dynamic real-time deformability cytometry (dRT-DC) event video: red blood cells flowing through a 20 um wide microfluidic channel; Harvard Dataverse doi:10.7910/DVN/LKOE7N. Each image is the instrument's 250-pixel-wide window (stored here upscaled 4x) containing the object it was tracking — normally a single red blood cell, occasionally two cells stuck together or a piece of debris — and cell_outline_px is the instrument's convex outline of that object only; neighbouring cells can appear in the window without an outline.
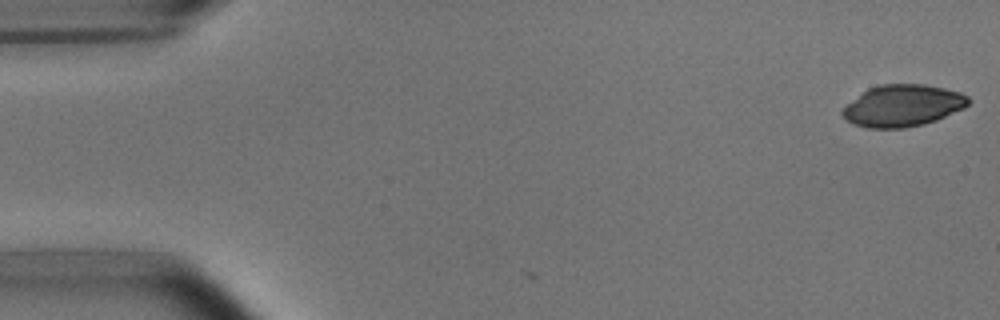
{"species": "common noctule bat (a hibernating species)", "species_latin": "Nyctalus noctula", "temperature_condition": "room temperature", "stored_images_in_passage": 3, "camera_frame_rate_fps": 3000, "um_per_image_px": 0.085, "animal": {"sex": "male", "body_mass_g": 15.6}, "frame": {"image": 1, "passage_image": 3, "time_ms": 0.667, "image_size_px": [1000, 320], "cell_outline_px": [[972, 100], [964, 108], [936, 120], [924, 124], [904, 128], [868, 128], [852, 124], [840, 112], [848, 104], [868, 88], [880, 84], [924, 84], [944, 88], [960, 92], [968, 96]], "centroid_in_image_um": [76.76, 8.98], "position_along_channel_um": 8.2, "area_um2": 30.58}}